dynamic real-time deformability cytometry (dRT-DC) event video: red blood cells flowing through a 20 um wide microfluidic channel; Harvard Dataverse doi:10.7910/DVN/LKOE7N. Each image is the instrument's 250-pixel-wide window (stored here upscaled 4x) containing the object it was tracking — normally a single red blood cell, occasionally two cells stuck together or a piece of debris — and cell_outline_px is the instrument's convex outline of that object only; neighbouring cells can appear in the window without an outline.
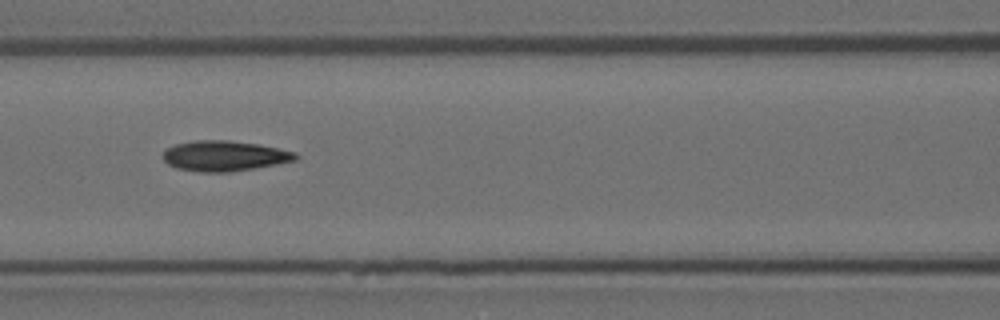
{"species": "Egyptian fruit bat (a non-hibernating species)", "species_latin": "Rousettus aegyptiacus", "temperature_condition": "room temperature", "stored_images_in_passage": 11, "camera_frame_rate_fps": 3000, "um_per_image_px": 0.085, "animal": {"sex": "female"}, "frame": {"image": 1, "passage_image": 7, "time_ms": 2.0, "image_size_px": [1000, 320], "cell_outline_px": [[300, 156], [296, 160], [276, 164], [228, 172], [200, 172], [176, 168], [168, 164], [164, 160], [164, 152], [168, 148], [176, 144], [196, 140], [228, 140], [256, 144], [296, 152]], "centroid_in_image_um": [19.08, 13.25], "position_along_channel_um": 147.5, "area_um2": 23.18}}
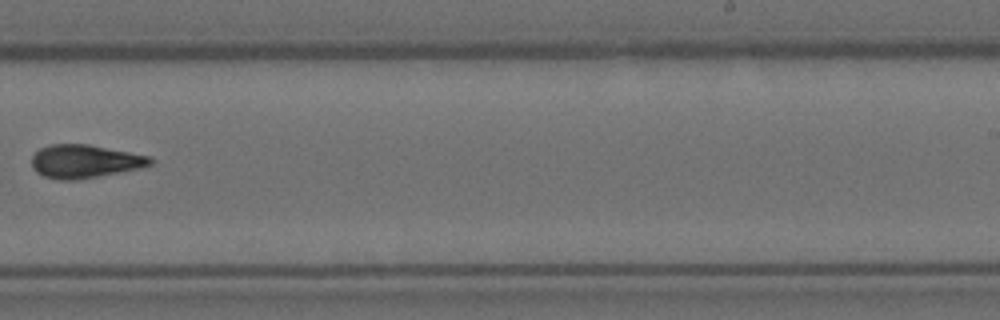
{"frame": {"image": 2, "passage_image": 10, "time_ms": 3.0, "image_size_px": [1000, 320], "cell_outline_px": [[152, 164], [140, 168], [120, 172], [72, 180], [60, 180], [44, 176], [36, 172], [32, 168], [32, 156], [40, 148], [52, 144], [88, 144], [148, 156], [152, 160]], "centroid_in_image_um": [7.16, 13.71], "position_along_channel_um": 281.8, "area_um2": 22.66}}
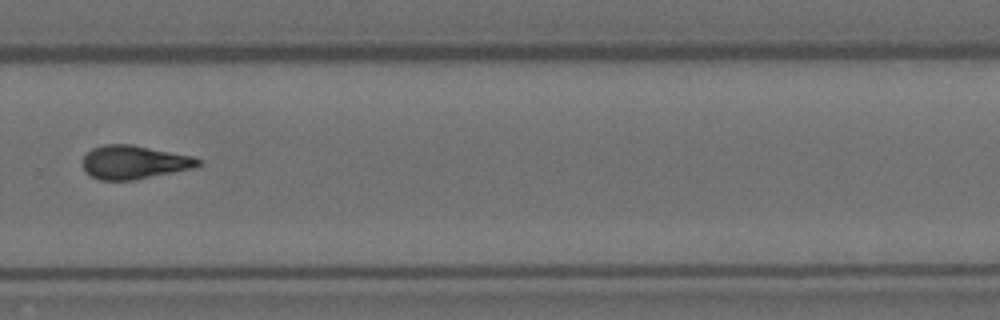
{"frame": {"image": 3, "passage_image": 11, "time_ms": 3.333, "image_size_px": [1000, 320], "cell_outline_px": [[204, 160], [200, 164], [192, 168], [132, 180], [100, 180], [84, 172], [84, 156], [92, 148], [104, 144], [132, 144], [192, 156]], "centroid_in_image_um": [11.39, 13.78], "position_along_channel_um": 318.4, "area_um2": 22.37}}